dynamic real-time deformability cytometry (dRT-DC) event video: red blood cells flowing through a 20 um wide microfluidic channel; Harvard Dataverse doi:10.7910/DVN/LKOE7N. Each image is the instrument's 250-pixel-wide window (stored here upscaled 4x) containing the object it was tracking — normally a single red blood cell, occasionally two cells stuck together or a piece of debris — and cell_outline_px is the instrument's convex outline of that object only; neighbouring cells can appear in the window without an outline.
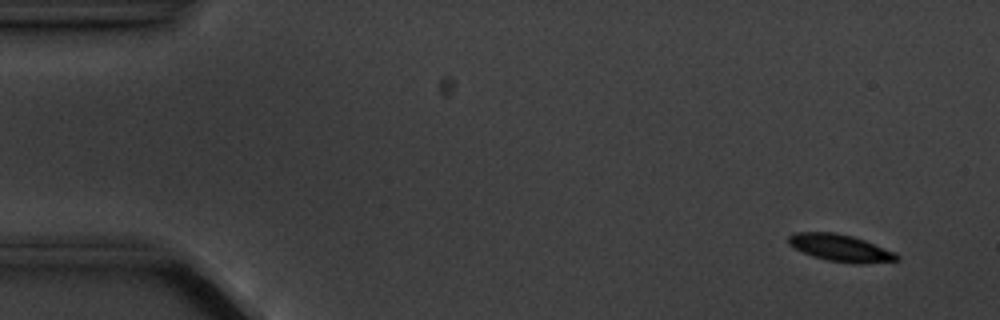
{"species": "common noctule bat (a hibernating species)", "species_latin": "Nyctalus noctula", "temperature_condition": "cold", "stored_images_in_passage": 6, "camera_frame_rate_fps": 3000, "um_per_image_px": 0.085, "animal": {"sex": "male", "body_mass_g": 20.1, "forearm_length_mm": 53.5}, "frame": {"image": 1, "passage_image": 2, "time_ms": 1.0, "image_size_px": [1000, 320], "cell_outline_px": [[900, 260], [864, 264], [852, 264], [828, 260], [812, 256], [788, 244], [788, 236], [792, 232], [836, 232], [852, 236], [864, 240], [896, 252], [900, 256]], "centroid_in_image_um": [71.47, 21.08], "position_along_channel_um": 13.5, "area_um2": 17.22}}